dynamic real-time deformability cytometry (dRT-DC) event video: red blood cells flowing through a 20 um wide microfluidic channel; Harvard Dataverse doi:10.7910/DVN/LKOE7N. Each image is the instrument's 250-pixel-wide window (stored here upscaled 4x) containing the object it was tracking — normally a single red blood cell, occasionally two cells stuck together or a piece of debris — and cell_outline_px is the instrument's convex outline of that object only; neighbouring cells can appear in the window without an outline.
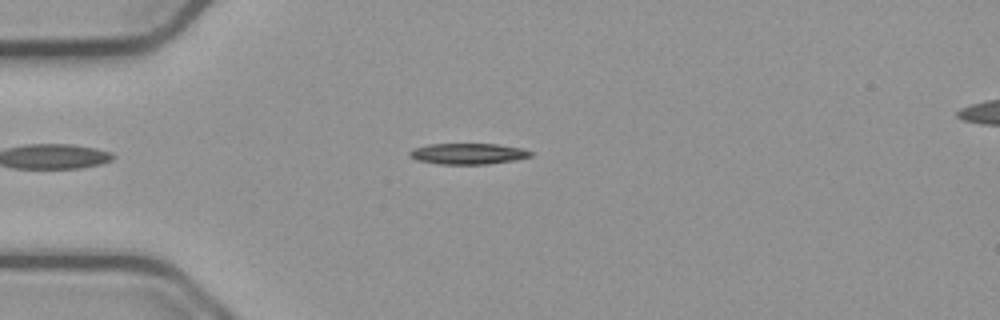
{"species": "common noctule bat (a hibernating species)", "species_latin": "Nyctalus noctula", "temperature_condition": "cold", "stored_images_in_passage": 46, "camera_frame_rate_fps": 3000, "um_per_image_px": 0.085, "animal": {"sex": "male", "body_mass_g": 23.1, "forearm_length_mm": 52.7}, "frame": {"image": 1, "passage_image": 6, "time_ms": 1.667, "image_size_px": [1000, 320], "cell_outline_px": [[532, 156], [512, 160], [488, 164], [440, 164], [416, 160], [408, 156], [408, 152], [412, 148], [428, 144], [496, 144], [520, 148], [532, 152]], "centroid_in_image_um": [39.7, 13.06], "position_along_channel_um": 45.3, "area_um2": 14.74}}
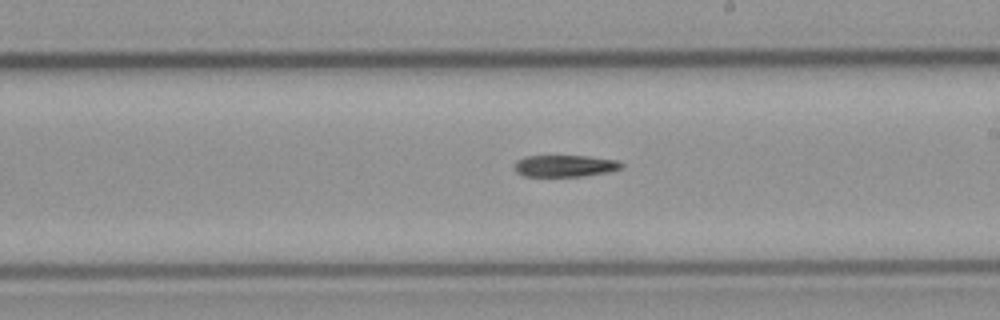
{"frame": {"image": 2, "passage_image": 23, "time_ms": 7.333, "image_size_px": [1000, 320], "cell_outline_px": [[624, 168], [608, 172], [584, 176], [524, 176], [516, 172], [516, 160], [524, 156], [588, 156], [616, 160], [624, 164]], "centroid_in_image_um": [48.05, 14.1], "position_along_channel_um": 240.9, "area_um2": 13.58}}
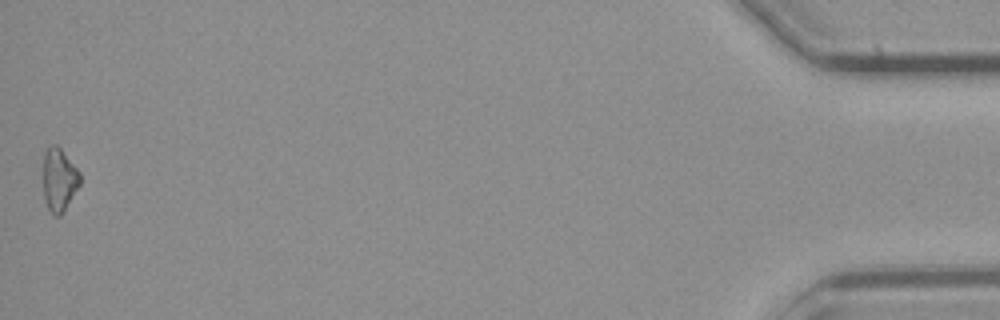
{"frame": {"image": 3, "passage_image": 46, "time_ms": 15.0, "image_size_px": [1000, 320], "cell_outline_px": [[80, 184], [60, 216], [52, 216], [44, 200], [44, 152], [48, 144], [56, 144], [60, 148], [80, 172]], "centroid_in_image_um": [5.01, 15.26], "position_along_channel_um": 430.2, "area_um2": 13.47}, "authors_computed_cell_mechanics": {"area_um2": 14.2766, "velocity_mm_per_s": 3.7837, "shape_relaxation_time_tau1_ms": 8.2551, "shape_relaxation_time_tau2_ms": null, "deformation_change_tau1": 0.1723, "deformation_change_tau2": null}}